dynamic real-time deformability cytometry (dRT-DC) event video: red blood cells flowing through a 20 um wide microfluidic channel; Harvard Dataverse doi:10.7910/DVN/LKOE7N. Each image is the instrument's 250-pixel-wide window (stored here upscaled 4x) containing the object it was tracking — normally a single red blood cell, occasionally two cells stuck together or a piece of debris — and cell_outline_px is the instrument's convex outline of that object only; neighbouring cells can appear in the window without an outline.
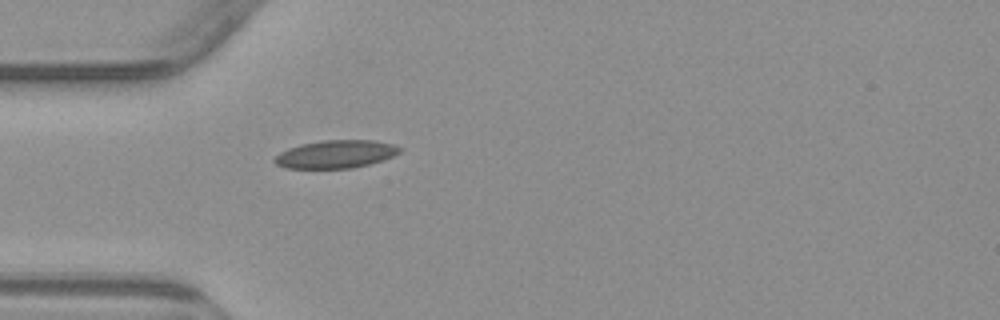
{"species": "common noctule bat (a hibernating species)", "species_latin": "Nyctalus noctula", "temperature_condition": "warm", "stored_images_in_passage": 1, "camera_frame_rate_fps": 3000, "um_per_image_px": 0.085, "animal": {"sex": "male", "body_mass_g": 23.1, "forearm_length_mm": 52.7}, "frame": {"image": 1, "passage_image": 1, "time_ms": 0.0, "image_size_px": [1000, 320], "cell_outline_px": [[404, 148], [400, 152], [392, 156], [368, 164], [352, 168], [284, 168], [276, 164], [272, 160], [280, 152], [288, 148], [300, 144], [320, 140], [376, 140], [396, 144]], "centroid_in_image_um": [28.55, 13.09], "position_along_channel_um": 56.5, "area_um2": 20.52}}